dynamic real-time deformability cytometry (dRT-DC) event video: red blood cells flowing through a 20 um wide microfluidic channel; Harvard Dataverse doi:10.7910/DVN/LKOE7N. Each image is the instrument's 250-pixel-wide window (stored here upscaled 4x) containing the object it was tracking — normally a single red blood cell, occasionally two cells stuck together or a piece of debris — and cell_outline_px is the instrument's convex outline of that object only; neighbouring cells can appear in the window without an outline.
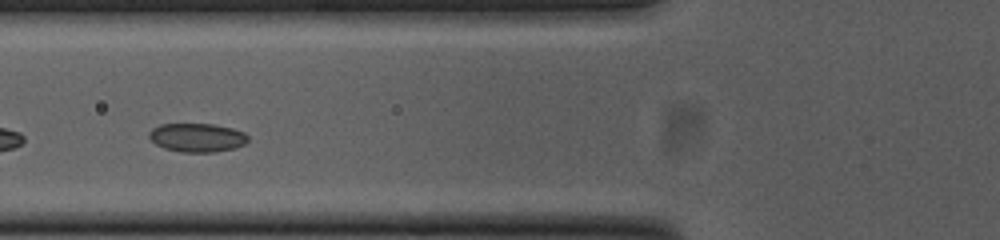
{"species": "common noctule bat (a hibernating species)", "species_latin": "Nyctalus noctula", "temperature_condition": "cold", "stored_images_in_passage": 38, "segment_of_instrument_passage": [2, 2], "camera_frame_rate_fps": 3000, "um_per_image_px": 0.085, "animal": {"sex": "female", "body_mass_g": 23.0, "forearm_length_mm": 53.4}, "frame": {"image": 1, "passage_image": 13, "time_ms": 4.0, "image_size_px": [1000, 240], "cell_outline_px": [[248, 140], [244, 144], [236, 148], [212, 152], [180, 152], [164, 148], [156, 144], [148, 136], [148, 132], [152, 128], [160, 124], [212, 124], [232, 128], [244, 132], [248, 136]], "centroid_in_image_um": [16.75, 11.69], "position_along_channel_um": 109.1, "area_um2": 16.59}}
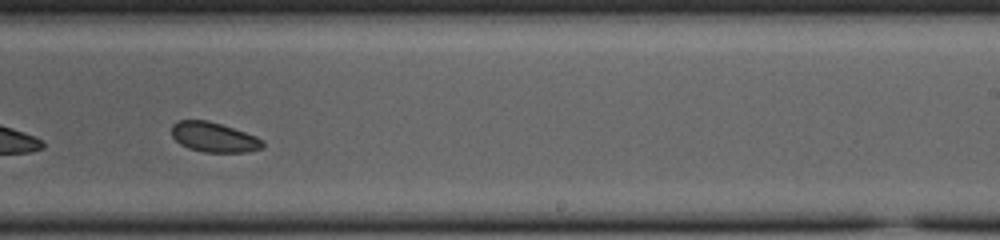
{"frame": {"image": 2, "passage_image": 26, "time_ms": 8.333, "image_size_px": [1000, 240], "cell_outline_px": [[264, 148], [248, 152], [204, 152], [188, 148], [180, 144], [172, 136], [172, 124], [176, 120], [208, 120], [256, 136], [264, 140]], "centroid_in_image_um": [18.18, 11.67], "position_along_channel_um": 270.8, "area_um2": 15.9}}
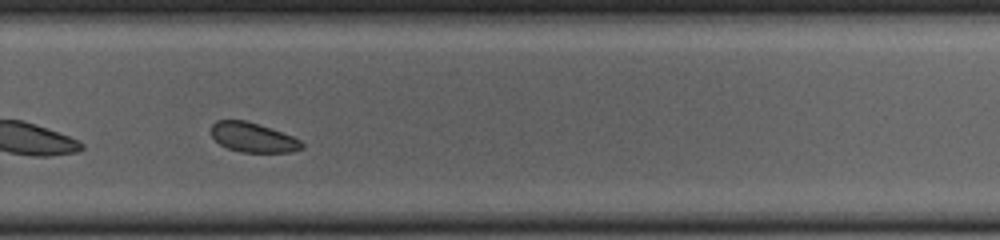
{"frame": {"image": 3, "passage_image": 29, "time_ms": 9.333, "image_size_px": [1000, 240], "cell_outline_px": [[304, 148], [292, 152], [240, 152], [228, 148], [220, 144], [212, 136], [212, 124], [216, 120], [244, 120], [292, 136], [300, 140], [304, 144]], "centroid_in_image_um": [21.51, 11.7], "position_along_channel_um": 308.3, "area_um2": 15.37}}